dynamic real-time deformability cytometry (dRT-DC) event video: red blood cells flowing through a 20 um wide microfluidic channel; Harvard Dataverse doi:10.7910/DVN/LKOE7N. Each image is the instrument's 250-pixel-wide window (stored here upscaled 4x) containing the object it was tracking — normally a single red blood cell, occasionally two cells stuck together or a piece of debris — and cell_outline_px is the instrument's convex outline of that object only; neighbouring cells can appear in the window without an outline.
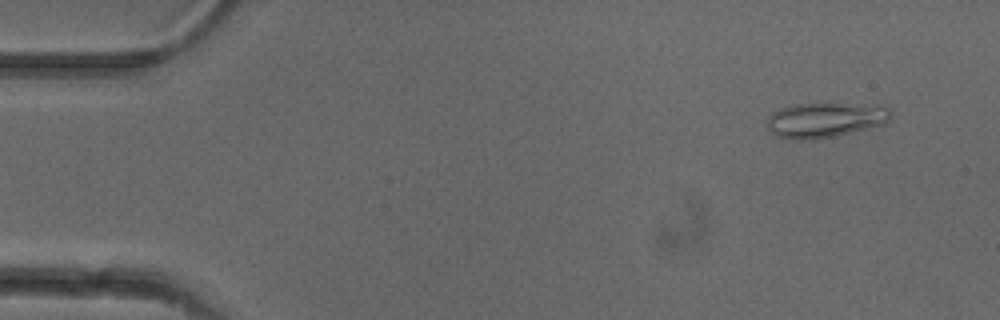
{"species": "common noctule bat (a hibernating species)", "species_latin": "Nyctalus noctula", "temperature_condition": "cold", "stored_images_in_passage": 51, "camera_frame_rate_fps": 3000, "um_per_image_px": 0.085, "animal": {"sex": "female"}, "frame": {"image": 1, "passage_image": 4, "time_ms": 1.0, "image_size_px": [1000, 320], "cell_outline_px": [[892, 116], [884, 124], [836, 136], [812, 140], [796, 140], [776, 136], [768, 128], [768, 116], [772, 112], [780, 108], [796, 104], [820, 100], [828, 100], [888, 108], [892, 112]], "centroid_in_image_um": [70.11, 10.15], "position_along_channel_um": 14.9, "area_um2": 26.07}}
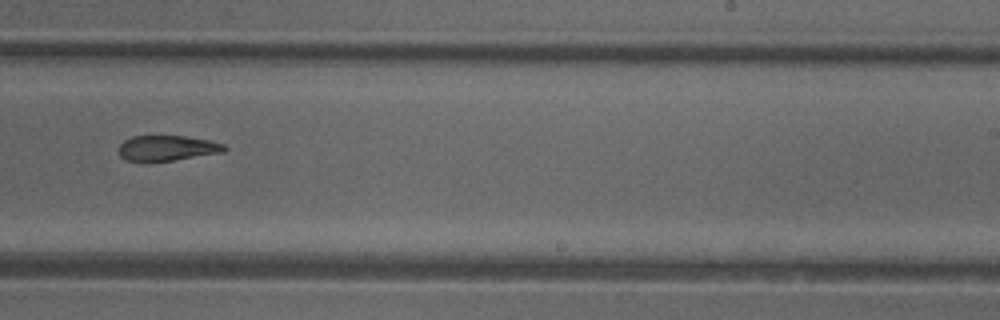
{"frame": {"image": 2, "passage_image": 32, "time_ms": 10.333, "image_size_px": [1000, 320], "cell_outline_px": [[228, 148], [224, 152], [172, 160], [128, 160], [120, 156], [120, 144], [124, 140], [132, 136], [184, 136], [208, 140], [224, 144]], "centroid_in_image_um": [14.24, 12.57], "position_along_channel_um": 274.8, "area_um2": 15.2}}
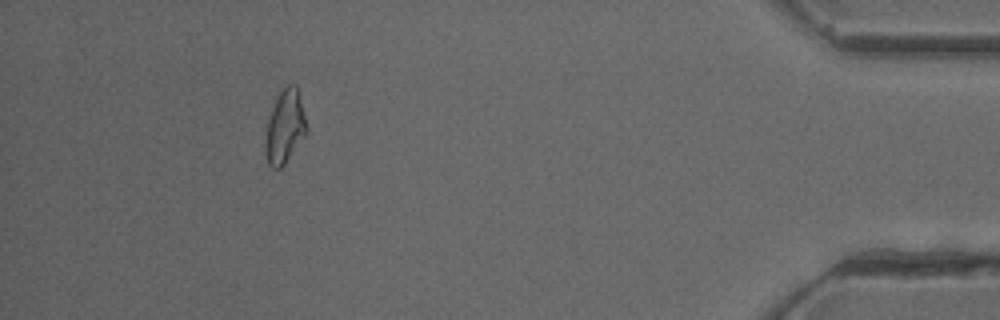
{"frame": {"image": 3, "passage_image": 47, "time_ms": 15.333, "image_size_px": [1000, 320], "cell_outline_px": [[308, 132], [284, 164], [280, 168], [272, 168], [268, 164], [264, 156], [264, 140], [268, 120], [272, 108], [280, 92], [288, 84], [296, 84], [308, 128]], "centroid_in_image_um": [24.2, 10.82], "position_along_channel_um": 411.0, "area_um2": 17.63}, "authors_computed_cell_mechanics": {"area_um2": 17.6868, "velocity_mm_per_s": 3.966, "shape_relaxation_time_tau1_ms": 8.0041, "shape_relaxation_time_tau2_ms": 7.7624, "deformation_change_tau1": 0.1745, "deformation_change_tau2": 0.1713}}